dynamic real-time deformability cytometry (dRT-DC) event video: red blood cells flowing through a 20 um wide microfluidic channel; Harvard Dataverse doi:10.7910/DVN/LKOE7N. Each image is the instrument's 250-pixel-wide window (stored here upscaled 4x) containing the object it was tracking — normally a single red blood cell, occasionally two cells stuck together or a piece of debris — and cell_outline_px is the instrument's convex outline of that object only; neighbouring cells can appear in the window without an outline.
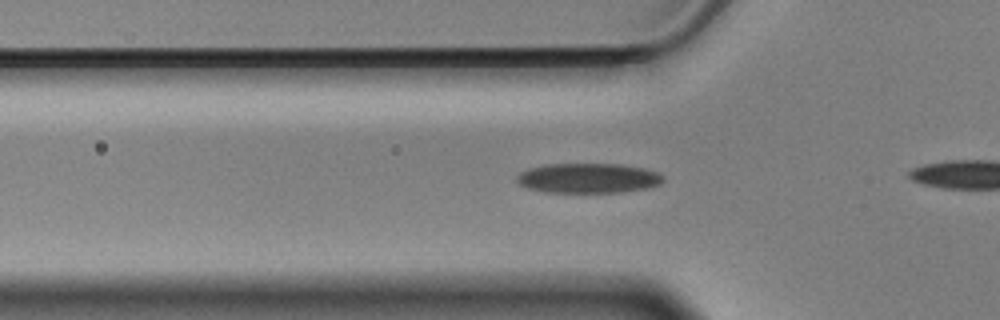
{"species": "Egyptian fruit bat (a non-hibernating species)", "species_latin": "Rousettus aegyptiacus", "temperature_condition": "cold", "stored_images_in_passage": 45, "camera_frame_rate_fps": 3000, "um_per_image_px": 0.085, "animal": {"sex": "male"}, "frame": {"image": 1, "passage_image": 18, "time_ms": 5.667, "image_size_px": [1000, 320], "cell_outline_px": [[664, 180], [660, 184], [648, 188], [620, 192], [544, 192], [528, 188], [520, 184], [516, 180], [516, 176], [520, 172], [528, 168], [548, 164], [620, 164], [644, 168], [656, 172], [664, 176]], "centroid_in_image_um": [50.0, 15.14], "position_along_channel_um": 75.8, "area_um2": 25.49}}
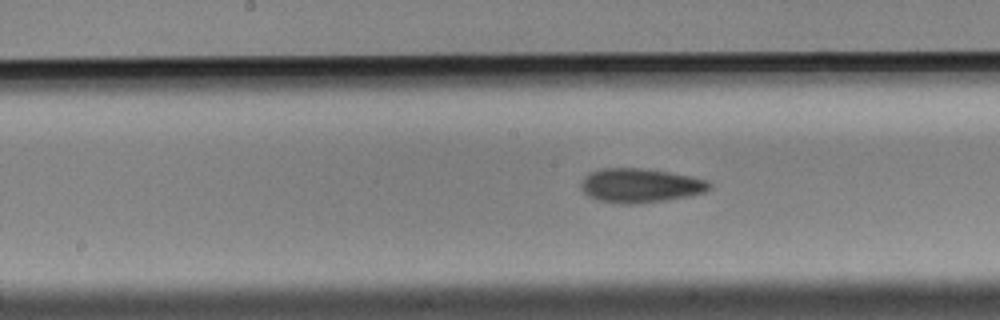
{"frame": {"image": 2, "passage_image": 28, "time_ms": 9.0, "image_size_px": [1000, 320], "cell_outline_px": [[712, 188], [704, 192], [664, 200], [632, 204], [620, 204], [600, 200], [588, 196], [580, 188], [580, 184], [584, 176], [588, 172], [600, 168], [640, 168], [668, 172], [692, 176], [708, 180], [712, 184]], "centroid_in_image_um": [54.39, 15.75], "position_along_channel_um": 193.8, "area_um2": 25.55}}
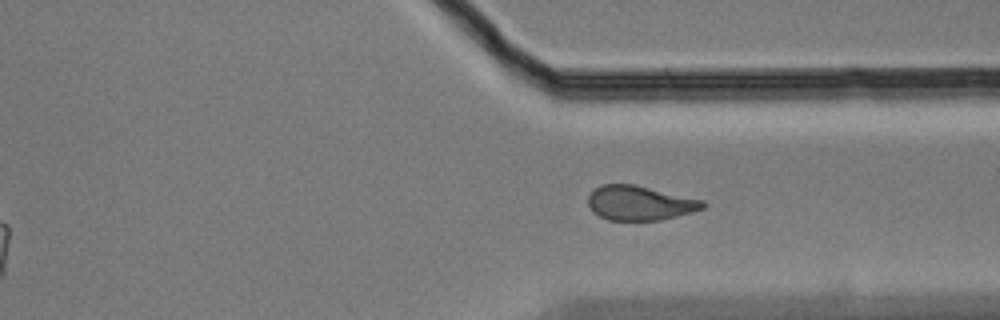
{"frame": {"image": 3, "passage_image": 42, "time_ms": 13.667, "image_size_px": [1000, 320], "cell_outline_px": [[708, 204], [704, 208], [692, 212], [660, 220], [608, 220], [592, 212], [588, 204], [588, 196], [600, 184], [632, 184], [704, 200]], "centroid_in_image_um": [54.38, 17.26], "position_along_channel_um": 357.0, "area_um2": 23.0}}